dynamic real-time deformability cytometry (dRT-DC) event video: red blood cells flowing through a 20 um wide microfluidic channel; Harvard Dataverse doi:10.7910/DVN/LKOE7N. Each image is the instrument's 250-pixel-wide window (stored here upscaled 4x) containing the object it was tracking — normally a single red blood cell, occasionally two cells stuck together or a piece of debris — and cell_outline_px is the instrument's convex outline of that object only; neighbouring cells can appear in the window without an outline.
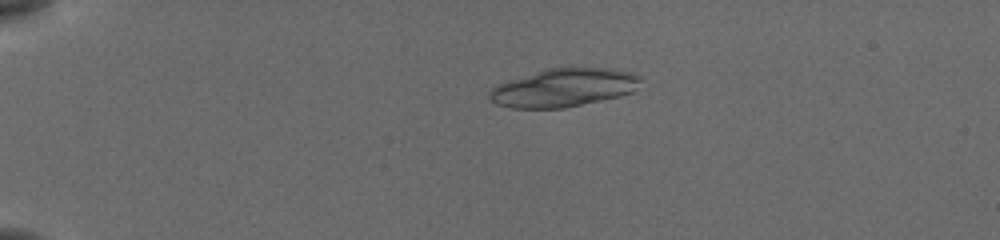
{"species": "common noctule bat (a hibernating species)", "species_latin": "Nyctalus noctula", "temperature_condition": "cold", "stored_images_in_passage": 32, "camera_frame_rate_fps": 3000, "um_per_image_px": 0.085, "animal": {"sex": "female", "body_mass_g": 19.5, "forearm_length_mm": 54.1}, "frame": {"image": 1, "passage_image": 3, "time_ms": 0.667, "image_size_px": [1000, 240], "cell_outline_px": [[640, 80], [632, 92], [620, 96], [564, 108], [512, 108], [496, 104], [488, 96], [488, 92], [492, 88], [500, 84], [548, 68], [596, 68], [628, 72], [640, 76]], "centroid_in_image_um": [47.89, 7.47], "position_along_channel_um": 37.1, "area_um2": 32.89}}